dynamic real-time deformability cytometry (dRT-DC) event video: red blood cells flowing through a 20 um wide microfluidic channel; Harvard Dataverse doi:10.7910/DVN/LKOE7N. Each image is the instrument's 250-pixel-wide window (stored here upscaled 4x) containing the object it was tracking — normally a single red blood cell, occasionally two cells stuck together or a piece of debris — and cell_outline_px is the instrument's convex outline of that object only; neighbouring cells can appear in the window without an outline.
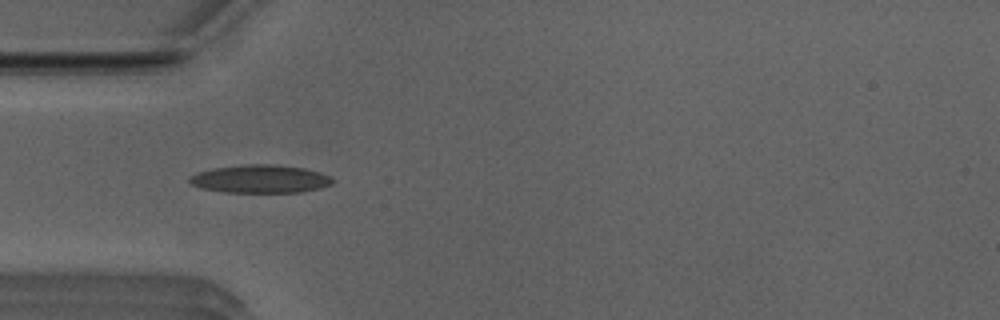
{"species": "Egyptian fruit bat (a non-hibernating species)", "species_latin": "Rousettus aegyptiacus", "temperature_condition": "room temperature", "stored_images_in_passage": 37, "camera_frame_rate_fps": 3000, "um_per_image_px": 0.085, "animal": {"sex": "male"}, "frame": {"image": 1, "passage_image": 1, "time_ms": 0.0, "image_size_px": [1000, 320], "cell_outline_px": [[336, 180], [332, 184], [320, 188], [304, 192], [224, 192], [200, 188], [192, 184], [188, 180], [188, 176], [196, 172], [212, 168], [240, 164], [272, 164], [304, 168], [320, 172]], "centroid_in_image_um": [22.1, 15.2], "position_along_channel_um": 62.9, "area_um2": 23.7}}
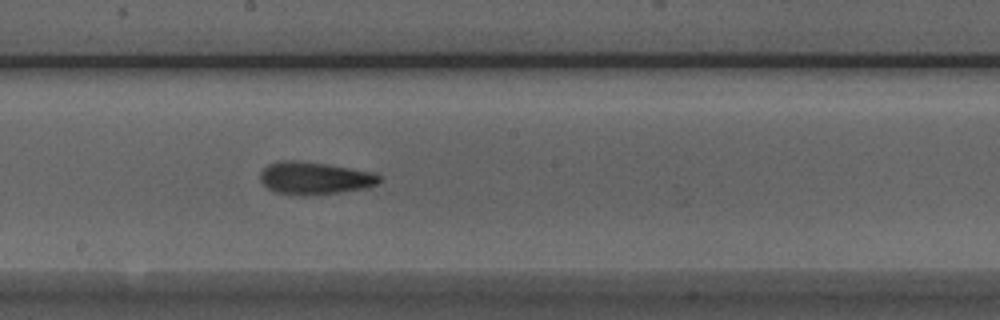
{"frame": {"image": 2, "passage_image": 13, "time_ms": 4.0, "image_size_px": [1000, 320], "cell_outline_px": [[380, 180], [376, 184], [364, 188], [340, 192], [308, 196], [300, 196], [276, 192], [268, 188], [260, 180], [260, 172], [268, 164], [280, 160], [292, 160], [324, 164], [372, 172], [380, 176]], "centroid_in_image_um": [26.69, 15.15], "position_along_channel_um": 221.5, "area_um2": 22.37}}
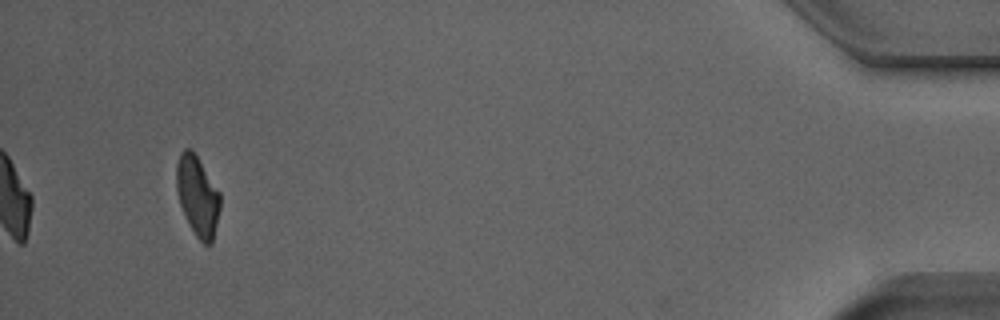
{"frame": {"image": 3, "passage_image": 34, "time_ms": 11.0, "image_size_px": [1000, 320], "cell_outline_px": [[220, 208], [212, 244], [204, 244], [196, 236], [188, 224], [180, 204], [176, 192], [176, 164], [180, 152], [184, 148], [192, 148], [220, 192]], "centroid_in_image_um": [16.78, 16.63], "position_along_channel_um": 418.4, "area_um2": 20.58}, "authors_computed_cell_mechanics": {"area_um2": 21.5016, "velocity_mm_per_s": 3.9748, "shape_relaxation_time_tau1_ms": 4.5528, "shape_relaxation_time_tau2_ms": 2.1057, "deformation_change_tau1": 0.179, "deformation_change_tau2": 0.1108}}